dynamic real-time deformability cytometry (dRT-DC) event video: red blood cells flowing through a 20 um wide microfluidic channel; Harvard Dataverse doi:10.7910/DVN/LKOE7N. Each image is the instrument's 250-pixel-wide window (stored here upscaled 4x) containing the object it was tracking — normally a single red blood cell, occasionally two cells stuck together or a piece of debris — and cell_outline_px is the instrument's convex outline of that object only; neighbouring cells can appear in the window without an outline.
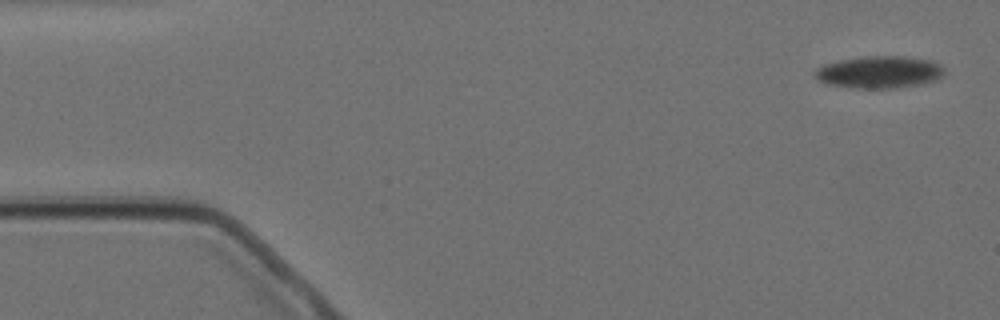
{"species": "Egyptian fruit bat (a non-hibernating species)", "species_latin": "Rousettus aegyptiacus", "temperature_condition": "cold", "stored_images_in_passage": 5, "camera_frame_rate_fps": 3000, "um_per_image_px": 0.085, "animal": {"sex": "female"}, "frame": {"image": 1, "passage_image": 1, "time_ms": 0.0, "image_size_px": [1000, 320], "cell_outline_px": [[944, 72], [940, 80], [920, 84], [896, 88], [856, 88], [824, 84], [816, 80], [812, 72], [816, 68], [824, 64], [840, 60], [864, 56], [904, 56], [932, 60], [940, 64], [944, 68]], "centroid_in_image_um": [74.73, 6.13], "position_along_channel_um": 10.3, "area_um2": 24.74}}
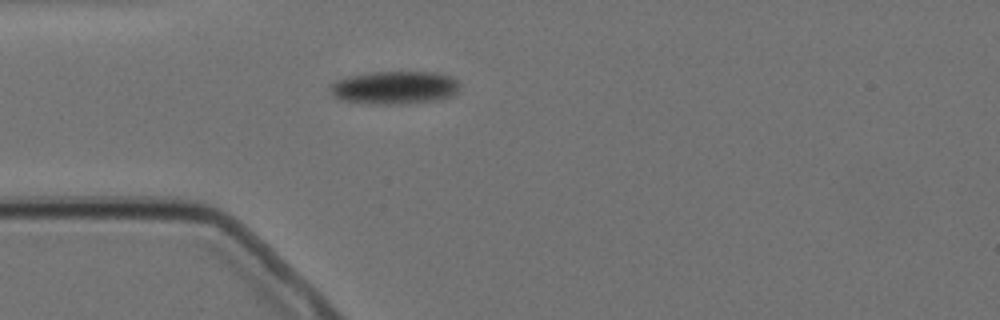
{"frame": {"image": 2, "passage_image": 5, "time_ms": 5.333, "image_size_px": [1000, 320], "cell_outline_px": [[460, 92], [452, 96], [440, 100], [400, 104], [380, 104], [340, 100], [332, 96], [328, 88], [332, 84], [348, 76], [376, 72], [432, 72], [448, 76], [456, 80], [460, 84]], "centroid_in_image_um": [33.58, 7.46], "position_along_channel_um": 51.4, "area_um2": 24.97}}